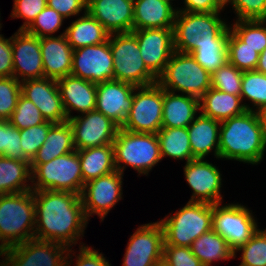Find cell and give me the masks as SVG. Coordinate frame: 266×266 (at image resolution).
Returning <instances> with one entry per match:
<instances>
[{"instance_id":"obj_57","label":"cell","mask_w":266,"mask_h":266,"mask_svg":"<svg viewBox=\"0 0 266 266\" xmlns=\"http://www.w3.org/2000/svg\"><path fill=\"white\" fill-rule=\"evenodd\" d=\"M155 266H169L166 262L163 260L159 261Z\"/></svg>"},{"instance_id":"obj_9","label":"cell","mask_w":266,"mask_h":266,"mask_svg":"<svg viewBox=\"0 0 266 266\" xmlns=\"http://www.w3.org/2000/svg\"><path fill=\"white\" fill-rule=\"evenodd\" d=\"M113 56L114 80L135 86L157 83V78L147 69L136 36L132 32L113 33L109 36Z\"/></svg>"},{"instance_id":"obj_37","label":"cell","mask_w":266,"mask_h":266,"mask_svg":"<svg viewBox=\"0 0 266 266\" xmlns=\"http://www.w3.org/2000/svg\"><path fill=\"white\" fill-rule=\"evenodd\" d=\"M240 96L242 102L247 98L253 107L256 106L255 112L266 106V74L256 70L243 71Z\"/></svg>"},{"instance_id":"obj_44","label":"cell","mask_w":266,"mask_h":266,"mask_svg":"<svg viewBox=\"0 0 266 266\" xmlns=\"http://www.w3.org/2000/svg\"><path fill=\"white\" fill-rule=\"evenodd\" d=\"M21 95V82L15 77H0V120L8 121Z\"/></svg>"},{"instance_id":"obj_15","label":"cell","mask_w":266,"mask_h":266,"mask_svg":"<svg viewBox=\"0 0 266 266\" xmlns=\"http://www.w3.org/2000/svg\"><path fill=\"white\" fill-rule=\"evenodd\" d=\"M72 128L76 150L112 144L119 126L99 111L93 110L67 120Z\"/></svg>"},{"instance_id":"obj_41","label":"cell","mask_w":266,"mask_h":266,"mask_svg":"<svg viewBox=\"0 0 266 266\" xmlns=\"http://www.w3.org/2000/svg\"><path fill=\"white\" fill-rule=\"evenodd\" d=\"M243 71L228 61L211 74V87L231 95L240 96Z\"/></svg>"},{"instance_id":"obj_23","label":"cell","mask_w":266,"mask_h":266,"mask_svg":"<svg viewBox=\"0 0 266 266\" xmlns=\"http://www.w3.org/2000/svg\"><path fill=\"white\" fill-rule=\"evenodd\" d=\"M40 50L44 67V77L59 79L71 75L73 49L65 32L57 37H41Z\"/></svg>"},{"instance_id":"obj_54","label":"cell","mask_w":266,"mask_h":266,"mask_svg":"<svg viewBox=\"0 0 266 266\" xmlns=\"http://www.w3.org/2000/svg\"><path fill=\"white\" fill-rule=\"evenodd\" d=\"M255 70L266 74V48L259 54L258 64Z\"/></svg>"},{"instance_id":"obj_11","label":"cell","mask_w":266,"mask_h":266,"mask_svg":"<svg viewBox=\"0 0 266 266\" xmlns=\"http://www.w3.org/2000/svg\"><path fill=\"white\" fill-rule=\"evenodd\" d=\"M246 206L241 204L212 205L213 230L220 234L235 252L251 239L258 230L254 216Z\"/></svg>"},{"instance_id":"obj_13","label":"cell","mask_w":266,"mask_h":266,"mask_svg":"<svg viewBox=\"0 0 266 266\" xmlns=\"http://www.w3.org/2000/svg\"><path fill=\"white\" fill-rule=\"evenodd\" d=\"M123 174L113 171L84 184L81 199L87 219L97 214L101 222L108 212L122 199Z\"/></svg>"},{"instance_id":"obj_47","label":"cell","mask_w":266,"mask_h":266,"mask_svg":"<svg viewBox=\"0 0 266 266\" xmlns=\"http://www.w3.org/2000/svg\"><path fill=\"white\" fill-rule=\"evenodd\" d=\"M162 260L169 266H203L190 247L163 245Z\"/></svg>"},{"instance_id":"obj_35","label":"cell","mask_w":266,"mask_h":266,"mask_svg":"<svg viewBox=\"0 0 266 266\" xmlns=\"http://www.w3.org/2000/svg\"><path fill=\"white\" fill-rule=\"evenodd\" d=\"M228 62L238 70H255L258 64L259 54L243 42L231 29L227 40Z\"/></svg>"},{"instance_id":"obj_10","label":"cell","mask_w":266,"mask_h":266,"mask_svg":"<svg viewBox=\"0 0 266 266\" xmlns=\"http://www.w3.org/2000/svg\"><path fill=\"white\" fill-rule=\"evenodd\" d=\"M163 88L158 84L138 86L130 112L121 128L131 132L156 134L162 128Z\"/></svg>"},{"instance_id":"obj_38","label":"cell","mask_w":266,"mask_h":266,"mask_svg":"<svg viewBox=\"0 0 266 266\" xmlns=\"http://www.w3.org/2000/svg\"><path fill=\"white\" fill-rule=\"evenodd\" d=\"M192 57L210 74L227 61V40H214V44L199 45Z\"/></svg>"},{"instance_id":"obj_17","label":"cell","mask_w":266,"mask_h":266,"mask_svg":"<svg viewBox=\"0 0 266 266\" xmlns=\"http://www.w3.org/2000/svg\"><path fill=\"white\" fill-rule=\"evenodd\" d=\"M184 175L193 190L189 202L221 204L222 178L218 167L204 159H194L185 164Z\"/></svg>"},{"instance_id":"obj_55","label":"cell","mask_w":266,"mask_h":266,"mask_svg":"<svg viewBox=\"0 0 266 266\" xmlns=\"http://www.w3.org/2000/svg\"><path fill=\"white\" fill-rule=\"evenodd\" d=\"M257 112L261 127L264 131V134L266 136V106L260 108Z\"/></svg>"},{"instance_id":"obj_22","label":"cell","mask_w":266,"mask_h":266,"mask_svg":"<svg viewBox=\"0 0 266 266\" xmlns=\"http://www.w3.org/2000/svg\"><path fill=\"white\" fill-rule=\"evenodd\" d=\"M57 84L67 119L72 117V110L81 114L95 110L96 84L73 75L57 79Z\"/></svg>"},{"instance_id":"obj_2","label":"cell","mask_w":266,"mask_h":266,"mask_svg":"<svg viewBox=\"0 0 266 266\" xmlns=\"http://www.w3.org/2000/svg\"><path fill=\"white\" fill-rule=\"evenodd\" d=\"M265 150L266 136L257 112L246 110L221 121L218 158L255 165L262 161Z\"/></svg>"},{"instance_id":"obj_28","label":"cell","mask_w":266,"mask_h":266,"mask_svg":"<svg viewBox=\"0 0 266 266\" xmlns=\"http://www.w3.org/2000/svg\"><path fill=\"white\" fill-rule=\"evenodd\" d=\"M65 36L72 49L97 45L108 41L110 33L88 11L65 29Z\"/></svg>"},{"instance_id":"obj_58","label":"cell","mask_w":266,"mask_h":266,"mask_svg":"<svg viewBox=\"0 0 266 266\" xmlns=\"http://www.w3.org/2000/svg\"><path fill=\"white\" fill-rule=\"evenodd\" d=\"M162 1H167V2H171V1H174V0H162Z\"/></svg>"},{"instance_id":"obj_33","label":"cell","mask_w":266,"mask_h":266,"mask_svg":"<svg viewBox=\"0 0 266 266\" xmlns=\"http://www.w3.org/2000/svg\"><path fill=\"white\" fill-rule=\"evenodd\" d=\"M190 248L203 266H212L213 261L235 258L227 241L213 229L193 241Z\"/></svg>"},{"instance_id":"obj_45","label":"cell","mask_w":266,"mask_h":266,"mask_svg":"<svg viewBox=\"0 0 266 266\" xmlns=\"http://www.w3.org/2000/svg\"><path fill=\"white\" fill-rule=\"evenodd\" d=\"M55 123L50 121H45L40 125L31 126L26 129L20 130L21 137V147L24 154L32 160L37 154L39 148L43 145L46 140L49 129Z\"/></svg>"},{"instance_id":"obj_29","label":"cell","mask_w":266,"mask_h":266,"mask_svg":"<svg viewBox=\"0 0 266 266\" xmlns=\"http://www.w3.org/2000/svg\"><path fill=\"white\" fill-rule=\"evenodd\" d=\"M75 150L73 132L69 122L55 123L49 129L45 142L30 164L46 163Z\"/></svg>"},{"instance_id":"obj_21","label":"cell","mask_w":266,"mask_h":266,"mask_svg":"<svg viewBox=\"0 0 266 266\" xmlns=\"http://www.w3.org/2000/svg\"><path fill=\"white\" fill-rule=\"evenodd\" d=\"M87 11L110 34L133 30L134 0H87Z\"/></svg>"},{"instance_id":"obj_49","label":"cell","mask_w":266,"mask_h":266,"mask_svg":"<svg viewBox=\"0 0 266 266\" xmlns=\"http://www.w3.org/2000/svg\"><path fill=\"white\" fill-rule=\"evenodd\" d=\"M47 6L57 11L65 19L87 11V0H47Z\"/></svg>"},{"instance_id":"obj_3","label":"cell","mask_w":266,"mask_h":266,"mask_svg":"<svg viewBox=\"0 0 266 266\" xmlns=\"http://www.w3.org/2000/svg\"><path fill=\"white\" fill-rule=\"evenodd\" d=\"M219 14L177 11L173 25L174 51L191 54L199 45L228 40L230 25Z\"/></svg>"},{"instance_id":"obj_42","label":"cell","mask_w":266,"mask_h":266,"mask_svg":"<svg viewBox=\"0 0 266 266\" xmlns=\"http://www.w3.org/2000/svg\"><path fill=\"white\" fill-rule=\"evenodd\" d=\"M64 20L65 18L57 11L46 6L25 31L38 38L50 37L61 28Z\"/></svg>"},{"instance_id":"obj_5","label":"cell","mask_w":266,"mask_h":266,"mask_svg":"<svg viewBox=\"0 0 266 266\" xmlns=\"http://www.w3.org/2000/svg\"><path fill=\"white\" fill-rule=\"evenodd\" d=\"M112 145L116 170L122 174L126 165H129L138 171L139 175H148L162 160L157 134L137 133L119 128Z\"/></svg>"},{"instance_id":"obj_39","label":"cell","mask_w":266,"mask_h":266,"mask_svg":"<svg viewBox=\"0 0 266 266\" xmlns=\"http://www.w3.org/2000/svg\"><path fill=\"white\" fill-rule=\"evenodd\" d=\"M20 143V130L9 121L0 120V156L30 163Z\"/></svg>"},{"instance_id":"obj_32","label":"cell","mask_w":266,"mask_h":266,"mask_svg":"<svg viewBox=\"0 0 266 266\" xmlns=\"http://www.w3.org/2000/svg\"><path fill=\"white\" fill-rule=\"evenodd\" d=\"M164 230L159 221L141 225L129 239L125 254L163 255Z\"/></svg>"},{"instance_id":"obj_6","label":"cell","mask_w":266,"mask_h":266,"mask_svg":"<svg viewBox=\"0 0 266 266\" xmlns=\"http://www.w3.org/2000/svg\"><path fill=\"white\" fill-rule=\"evenodd\" d=\"M164 230V244L191 247L193 241L213 229L212 204L189 202L173 216L159 221Z\"/></svg>"},{"instance_id":"obj_52","label":"cell","mask_w":266,"mask_h":266,"mask_svg":"<svg viewBox=\"0 0 266 266\" xmlns=\"http://www.w3.org/2000/svg\"><path fill=\"white\" fill-rule=\"evenodd\" d=\"M76 255L75 266H111L102 253L92 250V247L81 245Z\"/></svg>"},{"instance_id":"obj_1","label":"cell","mask_w":266,"mask_h":266,"mask_svg":"<svg viewBox=\"0 0 266 266\" xmlns=\"http://www.w3.org/2000/svg\"><path fill=\"white\" fill-rule=\"evenodd\" d=\"M35 201L34 238L70 248L82 238L88 219L79 194L32 190ZM82 235V236H81Z\"/></svg>"},{"instance_id":"obj_30","label":"cell","mask_w":266,"mask_h":266,"mask_svg":"<svg viewBox=\"0 0 266 266\" xmlns=\"http://www.w3.org/2000/svg\"><path fill=\"white\" fill-rule=\"evenodd\" d=\"M77 151L84 183L116 171L112 144Z\"/></svg>"},{"instance_id":"obj_12","label":"cell","mask_w":266,"mask_h":266,"mask_svg":"<svg viewBox=\"0 0 266 266\" xmlns=\"http://www.w3.org/2000/svg\"><path fill=\"white\" fill-rule=\"evenodd\" d=\"M70 253L72 249L65 245L32 238L2 251L0 256H5L14 266H70L73 261H68L73 257Z\"/></svg>"},{"instance_id":"obj_34","label":"cell","mask_w":266,"mask_h":266,"mask_svg":"<svg viewBox=\"0 0 266 266\" xmlns=\"http://www.w3.org/2000/svg\"><path fill=\"white\" fill-rule=\"evenodd\" d=\"M162 159L170 157L177 160H194L190 147L187 127L161 128L157 133Z\"/></svg>"},{"instance_id":"obj_19","label":"cell","mask_w":266,"mask_h":266,"mask_svg":"<svg viewBox=\"0 0 266 266\" xmlns=\"http://www.w3.org/2000/svg\"><path fill=\"white\" fill-rule=\"evenodd\" d=\"M12 54L13 77L18 81L44 77L40 38L18 29L12 36Z\"/></svg>"},{"instance_id":"obj_14","label":"cell","mask_w":266,"mask_h":266,"mask_svg":"<svg viewBox=\"0 0 266 266\" xmlns=\"http://www.w3.org/2000/svg\"><path fill=\"white\" fill-rule=\"evenodd\" d=\"M71 75L99 84L114 80L109 40L73 50Z\"/></svg>"},{"instance_id":"obj_16","label":"cell","mask_w":266,"mask_h":266,"mask_svg":"<svg viewBox=\"0 0 266 266\" xmlns=\"http://www.w3.org/2000/svg\"><path fill=\"white\" fill-rule=\"evenodd\" d=\"M137 39L147 69L158 78L174 52L173 28H150L131 31Z\"/></svg>"},{"instance_id":"obj_53","label":"cell","mask_w":266,"mask_h":266,"mask_svg":"<svg viewBox=\"0 0 266 266\" xmlns=\"http://www.w3.org/2000/svg\"><path fill=\"white\" fill-rule=\"evenodd\" d=\"M162 255L124 254L122 266H155Z\"/></svg>"},{"instance_id":"obj_24","label":"cell","mask_w":266,"mask_h":266,"mask_svg":"<svg viewBox=\"0 0 266 266\" xmlns=\"http://www.w3.org/2000/svg\"><path fill=\"white\" fill-rule=\"evenodd\" d=\"M197 111H200V99L163 89L162 128L188 127Z\"/></svg>"},{"instance_id":"obj_8","label":"cell","mask_w":266,"mask_h":266,"mask_svg":"<svg viewBox=\"0 0 266 266\" xmlns=\"http://www.w3.org/2000/svg\"><path fill=\"white\" fill-rule=\"evenodd\" d=\"M30 168L32 190L66 191L81 195L85 183L77 150L46 163L30 164Z\"/></svg>"},{"instance_id":"obj_26","label":"cell","mask_w":266,"mask_h":266,"mask_svg":"<svg viewBox=\"0 0 266 266\" xmlns=\"http://www.w3.org/2000/svg\"><path fill=\"white\" fill-rule=\"evenodd\" d=\"M177 9L172 2L162 0H134L133 30L173 28Z\"/></svg>"},{"instance_id":"obj_48","label":"cell","mask_w":266,"mask_h":266,"mask_svg":"<svg viewBox=\"0 0 266 266\" xmlns=\"http://www.w3.org/2000/svg\"><path fill=\"white\" fill-rule=\"evenodd\" d=\"M46 6L47 0H14L11 18H23L19 30H25Z\"/></svg>"},{"instance_id":"obj_7","label":"cell","mask_w":266,"mask_h":266,"mask_svg":"<svg viewBox=\"0 0 266 266\" xmlns=\"http://www.w3.org/2000/svg\"><path fill=\"white\" fill-rule=\"evenodd\" d=\"M157 83L166 91L200 99L211 88V74L191 54L174 51Z\"/></svg>"},{"instance_id":"obj_27","label":"cell","mask_w":266,"mask_h":266,"mask_svg":"<svg viewBox=\"0 0 266 266\" xmlns=\"http://www.w3.org/2000/svg\"><path fill=\"white\" fill-rule=\"evenodd\" d=\"M246 110L253 111L246 103L242 104L241 96L210 88L200 98V111L212 119L223 121L243 114Z\"/></svg>"},{"instance_id":"obj_43","label":"cell","mask_w":266,"mask_h":266,"mask_svg":"<svg viewBox=\"0 0 266 266\" xmlns=\"http://www.w3.org/2000/svg\"><path fill=\"white\" fill-rule=\"evenodd\" d=\"M8 121L17 129L22 130L40 125L46 120L32 101L20 95L17 106Z\"/></svg>"},{"instance_id":"obj_25","label":"cell","mask_w":266,"mask_h":266,"mask_svg":"<svg viewBox=\"0 0 266 266\" xmlns=\"http://www.w3.org/2000/svg\"><path fill=\"white\" fill-rule=\"evenodd\" d=\"M221 122L199 113L187 127L190 147L195 159H205V156L214 152L218 159L219 133Z\"/></svg>"},{"instance_id":"obj_31","label":"cell","mask_w":266,"mask_h":266,"mask_svg":"<svg viewBox=\"0 0 266 266\" xmlns=\"http://www.w3.org/2000/svg\"><path fill=\"white\" fill-rule=\"evenodd\" d=\"M30 163L0 156V195L32 190ZM26 183V184H25Z\"/></svg>"},{"instance_id":"obj_36","label":"cell","mask_w":266,"mask_h":266,"mask_svg":"<svg viewBox=\"0 0 266 266\" xmlns=\"http://www.w3.org/2000/svg\"><path fill=\"white\" fill-rule=\"evenodd\" d=\"M266 20H236L230 29L260 54L266 48Z\"/></svg>"},{"instance_id":"obj_4","label":"cell","mask_w":266,"mask_h":266,"mask_svg":"<svg viewBox=\"0 0 266 266\" xmlns=\"http://www.w3.org/2000/svg\"><path fill=\"white\" fill-rule=\"evenodd\" d=\"M33 191L0 195V253L34 238Z\"/></svg>"},{"instance_id":"obj_18","label":"cell","mask_w":266,"mask_h":266,"mask_svg":"<svg viewBox=\"0 0 266 266\" xmlns=\"http://www.w3.org/2000/svg\"><path fill=\"white\" fill-rule=\"evenodd\" d=\"M21 95L36 105L46 121L63 123L68 120L56 79L25 80L21 82Z\"/></svg>"},{"instance_id":"obj_40","label":"cell","mask_w":266,"mask_h":266,"mask_svg":"<svg viewBox=\"0 0 266 266\" xmlns=\"http://www.w3.org/2000/svg\"><path fill=\"white\" fill-rule=\"evenodd\" d=\"M242 251L239 266H266V229H258L250 240L234 252Z\"/></svg>"},{"instance_id":"obj_46","label":"cell","mask_w":266,"mask_h":266,"mask_svg":"<svg viewBox=\"0 0 266 266\" xmlns=\"http://www.w3.org/2000/svg\"><path fill=\"white\" fill-rule=\"evenodd\" d=\"M232 4L237 20H266V0H225Z\"/></svg>"},{"instance_id":"obj_51","label":"cell","mask_w":266,"mask_h":266,"mask_svg":"<svg viewBox=\"0 0 266 266\" xmlns=\"http://www.w3.org/2000/svg\"><path fill=\"white\" fill-rule=\"evenodd\" d=\"M13 76L12 36L7 39L0 34V77Z\"/></svg>"},{"instance_id":"obj_20","label":"cell","mask_w":266,"mask_h":266,"mask_svg":"<svg viewBox=\"0 0 266 266\" xmlns=\"http://www.w3.org/2000/svg\"><path fill=\"white\" fill-rule=\"evenodd\" d=\"M137 86L118 80H109L96 84V107L120 128L130 112L133 93Z\"/></svg>"},{"instance_id":"obj_56","label":"cell","mask_w":266,"mask_h":266,"mask_svg":"<svg viewBox=\"0 0 266 266\" xmlns=\"http://www.w3.org/2000/svg\"><path fill=\"white\" fill-rule=\"evenodd\" d=\"M3 260L0 262V266H14L6 257Z\"/></svg>"},{"instance_id":"obj_50","label":"cell","mask_w":266,"mask_h":266,"mask_svg":"<svg viewBox=\"0 0 266 266\" xmlns=\"http://www.w3.org/2000/svg\"><path fill=\"white\" fill-rule=\"evenodd\" d=\"M185 7L177 11L189 13H213L223 10L225 0H184Z\"/></svg>"}]
</instances>
